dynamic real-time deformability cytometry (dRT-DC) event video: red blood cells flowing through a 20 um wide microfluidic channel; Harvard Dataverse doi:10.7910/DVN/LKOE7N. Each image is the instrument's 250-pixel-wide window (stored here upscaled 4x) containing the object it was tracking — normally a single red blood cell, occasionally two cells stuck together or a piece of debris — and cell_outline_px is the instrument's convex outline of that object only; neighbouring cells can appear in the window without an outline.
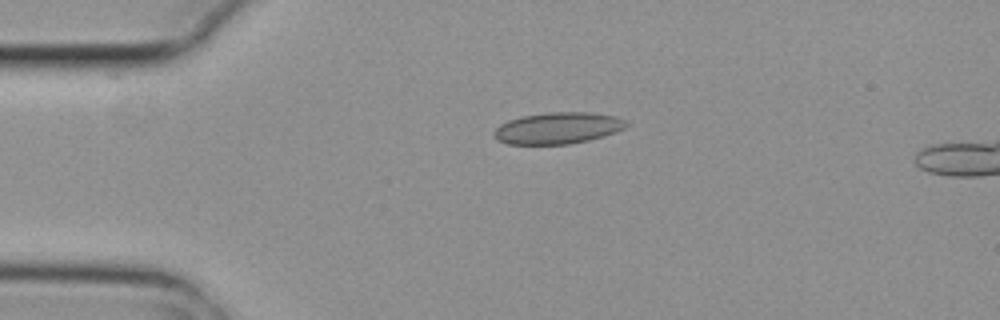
{"species": "common noctule bat (a hibernating species)", "species_latin": "Nyctalus noctula", "temperature_condition": "cold", "stored_images_in_passage": 4, "camera_frame_rate_fps": 3000, "um_per_image_px": 0.085, "animal": {"sex": "female", "body_mass_g": 29.2, "forearm_length_mm": 56.3}, "frame": {"image": 1, "passage_image": 2, "time_ms": 0.333, "image_size_px": [1000, 320], "cell_outline_px": [[628, 124], [624, 128], [616, 132], [604, 136], [588, 140], [568, 144], [508, 144], [496, 140], [492, 132], [500, 124], [508, 120], [520, 116], [548, 112], [592, 112], [616, 116], [628, 120]], "centroid_in_image_um": [47.42, 10.88], "position_along_channel_um": 37.6, "area_um2": 24.57}}